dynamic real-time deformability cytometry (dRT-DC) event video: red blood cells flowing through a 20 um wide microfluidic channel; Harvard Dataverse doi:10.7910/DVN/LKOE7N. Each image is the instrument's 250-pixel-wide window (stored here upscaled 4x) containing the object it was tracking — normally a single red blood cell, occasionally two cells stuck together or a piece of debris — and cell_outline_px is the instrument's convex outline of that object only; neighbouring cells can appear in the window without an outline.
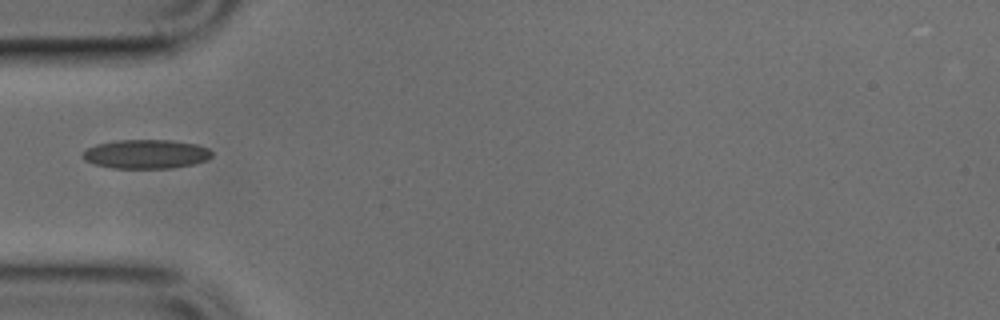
{"species": "common noctule bat (a hibernating species)", "species_latin": "Nyctalus noctula", "temperature_condition": "cold", "stored_images_in_passage": 19, "camera_frame_rate_fps": 3000, "um_per_image_px": 0.085, "animal": {"sex": "male", "body_mass_g": 17.9, "forearm_length_mm": 54.2}, "frame": {"image": 1, "passage_image": 1, "time_ms": 0.0, "image_size_px": [1000, 320], "cell_outline_px": [[212, 156], [208, 160], [192, 164], [172, 168], [112, 168], [96, 164], [84, 160], [80, 156], [88, 148], [96, 144], [116, 140], [172, 140], [196, 144], [208, 148], [212, 152]], "centroid_in_image_um": [12.42, 13.09], "position_along_channel_um": 72.6, "area_um2": 21.91}}
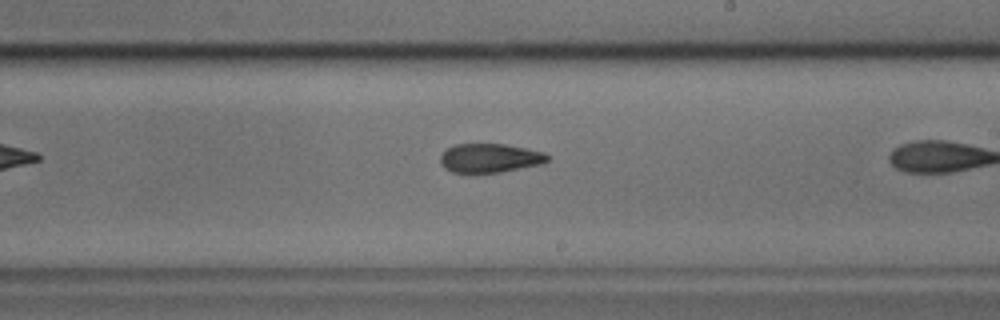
{"frame": {"image": 2, "passage_image": 11, "time_ms": 3.333, "image_size_px": [1000, 320], "cell_outline_px": [[552, 156], [544, 164], [500, 172], [452, 172], [444, 168], [440, 160], [440, 156], [448, 148], [456, 144], [504, 144], [528, 148], [544, 152]], "centroid_in_image_um": [41.7, 13.43], "position_along_channel_um": 247.3, "area_um2": 18.15}}
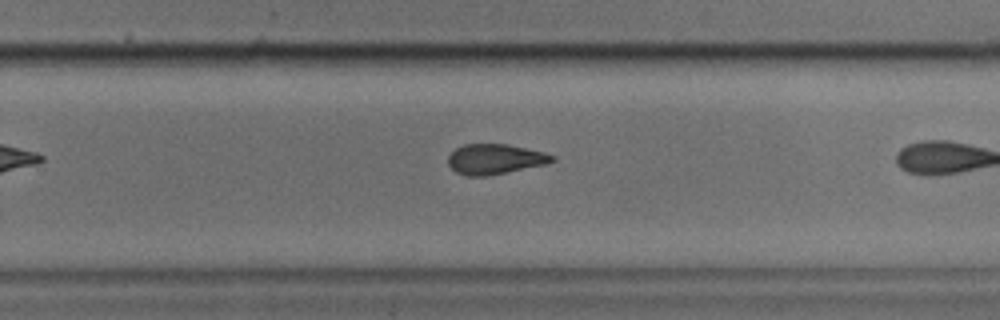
{"frame": {"image": 3, "passage_image": 14, "time_ms": 4.333, "image_size_px": [1000, 320], "cell_outline_px": [[556, 160], [544, 164], [484, 176], [468, 176], [456, 172], [448, 164], [448, 156], [456, 148], [464, 144], [508, 144], [544, 152], [556, 156]], "centroid_in_image_um": [42.06, 13.51], "position_along_channel_um": 287.7, "area_um2": 18.03}}